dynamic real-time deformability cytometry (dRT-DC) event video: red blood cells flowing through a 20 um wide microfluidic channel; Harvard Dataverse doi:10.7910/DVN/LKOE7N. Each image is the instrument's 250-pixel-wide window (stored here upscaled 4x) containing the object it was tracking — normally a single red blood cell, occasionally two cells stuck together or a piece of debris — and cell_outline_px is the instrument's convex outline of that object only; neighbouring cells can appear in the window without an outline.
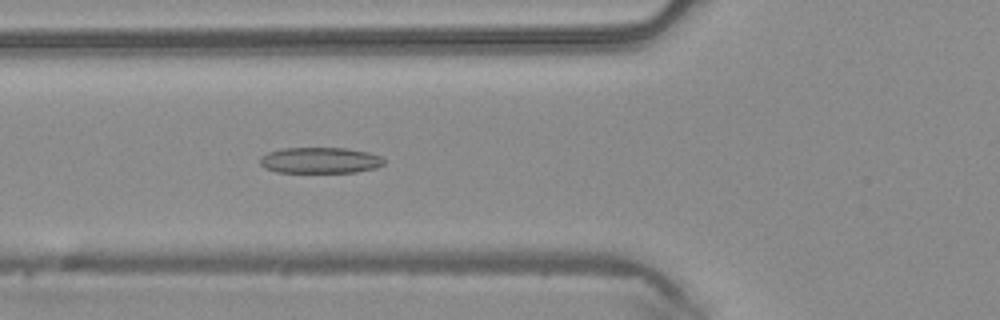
{"species": "common noctule bat (a hibernating species)", "species_latin": "Nyctalus noctula", "temperature_condition": "warm", "stored_images_in_passage": 48, "camera_frame_rate_fps": 3000, "um_per_image_px": 0.085, "animal": {"sex": "male", "body_mass_g": 20.4}, "frame": {"image": 1, "passage_image": 18, "time_ms": 5.667, "image_size_px": [1000, 320], "cell_outline_px": [[384, 164], [376, 168], [356, 172], [276, 172], [264, 168], [260, 164], [260, 156], [268, 152], [280, 148], [344, 148], [368, 152], [380, 156], [384, 160]], "centroid_in_image_um": [27.18, 13.63], "position_along_channel_um": 98.6, "area_um2": 18.84}}
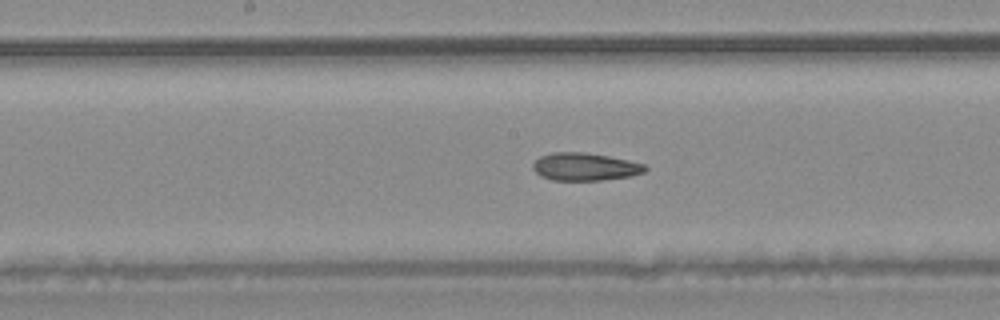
{"frame": {"image": 2, "passage_image": 25, "time_ms": 8.0, "image_size_px": [1000, 320], "cell_outline_px": [[648, 168], [644, 172], [632, 176], [600, 180], [552, 180], [540, 176], [532, 168], [532, 164], [540, 156], [552, 152], [584, 152], [608, 156], [628, 160], [644, 164]], "centroid_in_image_um": [49.71, 14.17], "position_along_channel_um": 198.5, "area_um2": 18.15}}
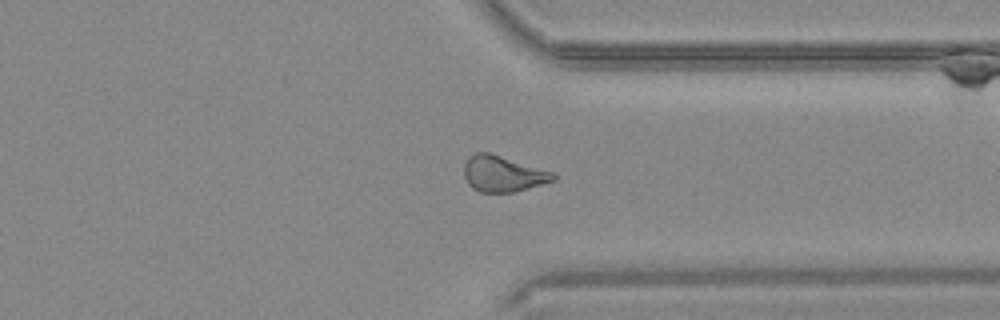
{"frame": {"image": 3, "passage_image": 37, "time_ms": 12.0, "image_size_px": [1000, 320], "cell_outline_px": [[556, 180], [516, 192], [480, 192], [472, 188], [468, 184], [464, 176], [464, 164], [468, 156], [476, 152], [488, 152], [556, 172]], "centroid_in_image_um": [42.77, 14.77], "position_along_channel_um": 368.6, "area_um2": 18.96}, "authors_computed_cell_mechanics": {"area_um2": 19.5075, "velocity_mm_per_s": 4.259, "shape_relaxation_time_tau1_ms": 6.9494, "shape_relaxation_time_tau2_ms": 3.594, "deformation_change_tau1": 0.1732, "deformation_change_tau2": 0.1263}}